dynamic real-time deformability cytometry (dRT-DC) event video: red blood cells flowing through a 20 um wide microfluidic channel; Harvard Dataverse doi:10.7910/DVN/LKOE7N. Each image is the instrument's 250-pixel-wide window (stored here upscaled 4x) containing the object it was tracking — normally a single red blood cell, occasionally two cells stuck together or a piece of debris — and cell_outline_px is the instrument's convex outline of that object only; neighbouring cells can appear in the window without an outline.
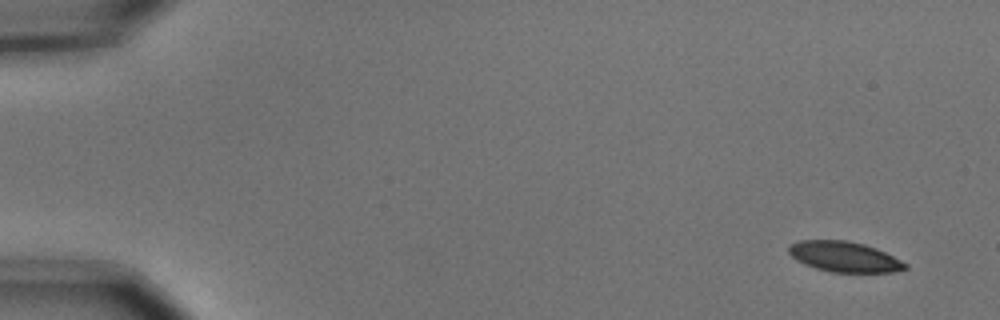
{"species": "common noctule bat (a hibernating species)", "species_latin": "Nyctalus noctula", "temperature_condition": "cold", "stored_images_in_passage": 6, "camera_frame_rate_fps": 3000, "um_per_image_px": 0.085, "animal": {"sex": "male", "body_mass_g": 15.6}, "frame": {"image": 1, "passage_image": 1, "time_ms": 0.0, "image_size_px": [1000, 320], "cell_outline_px": [[908, 268], [892, 272], [832, 272], [816, 268], [804, 264], [796, 260], [788, 252], [788, 244], [800, 240], [848, 240], [864, 244], [876, 248], [908, 264]], "centroid_in_image_um": [71.74, 21.81], "position_along_channel_um": 13.3, "area_um2": 20.63}}